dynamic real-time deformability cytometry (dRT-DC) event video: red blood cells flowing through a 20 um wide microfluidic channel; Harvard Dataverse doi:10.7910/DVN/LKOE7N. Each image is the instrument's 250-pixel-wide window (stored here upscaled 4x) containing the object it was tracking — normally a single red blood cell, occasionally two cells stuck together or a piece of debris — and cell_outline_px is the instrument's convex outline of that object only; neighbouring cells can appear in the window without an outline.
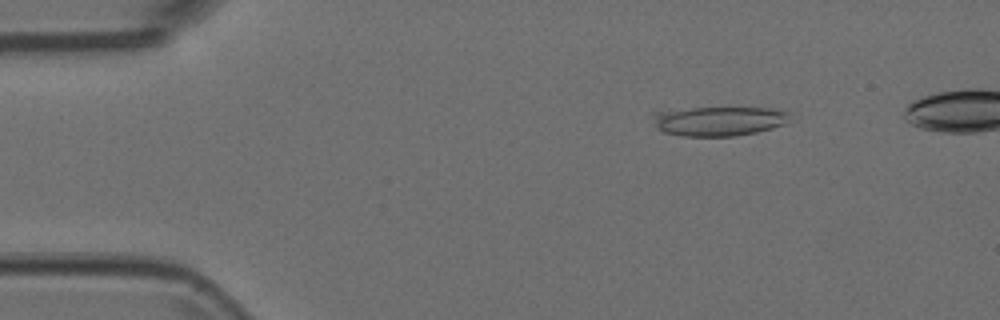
{"species": "Egyptian fruit bat (a non-hibernating species)", "species_latin": "Rousettus aegyptiacus", "temperature_condition": "room temperature", "stored_images_in_passage": 45, "camera_frame_rate_fps": 3000, "um_per_image_px": 0.085, "animal": {"sex": "female"}, "frame": {"image": 1, "passage_image": 2, "time_ms": 0.333, "image_size_px": [1000, 320], "cell_outline_px": [[792, 112], [784, 124], [772, 128], [756, 132], [732, 136], [680, 136], [664, 132], [656, 128], [652, 116], [656, 112], [692, 108], [776, 108]], "centroid_in_image_um": [61.12, 10.29], "position_along_channel_um": 23.9, "area_um2": 23.47}}
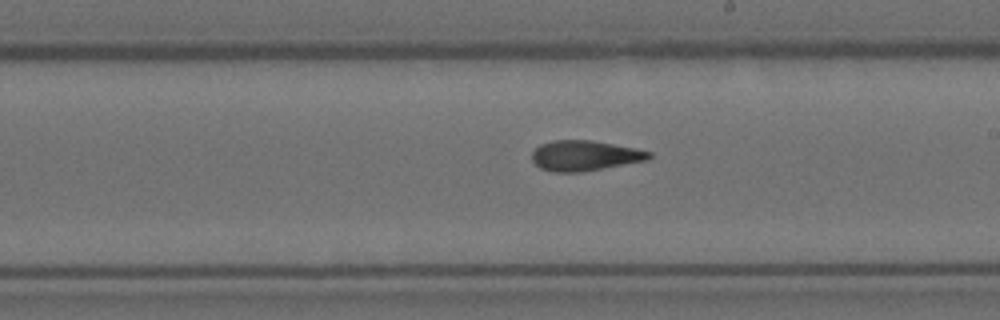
{"frame": {"image": 2, "passage_image": 25, "time_ms": 8.0, "image_size_px": [1000, 320], "cell_outline_px": [[652, 156], [648, 160], [580, 172], [552, 172], [540, 168], [532, 160], [532, 152], [540, 144], [552, 140], [592, 140], [636, 148], [652, 152]], "centroid_in_image_um": [49.7, 13.22], "position_along_channel_um": 239.3, "area_um2": 20.69}}
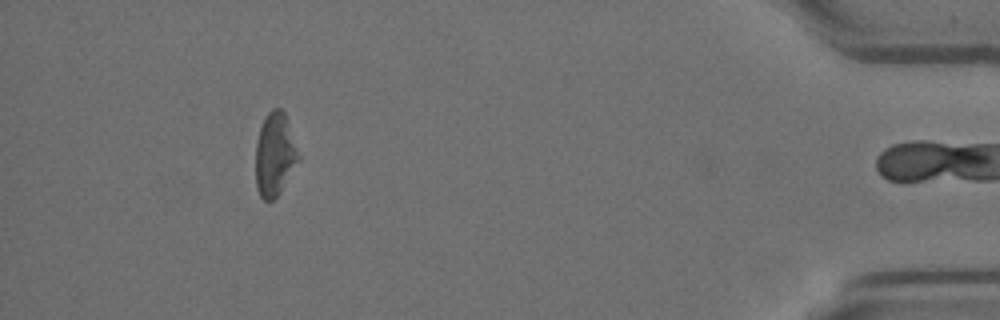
{"frame": {"image": 3, "passage_image": 44, "time_ms": 14.333, "image_size_px": [1000, 320], "cell_outline_px": [[300, 160], [280, 192], [272, 200], [264, 200], [260, 196], [256, 188], [256, 140], [264, 116], [272, 108], [280, 108], [284, 112], [300, 156]], "centroid_in_image_um": [23.35, 13.13], "position_along_channel_um": 411.8, "area_um2": 20.81}}